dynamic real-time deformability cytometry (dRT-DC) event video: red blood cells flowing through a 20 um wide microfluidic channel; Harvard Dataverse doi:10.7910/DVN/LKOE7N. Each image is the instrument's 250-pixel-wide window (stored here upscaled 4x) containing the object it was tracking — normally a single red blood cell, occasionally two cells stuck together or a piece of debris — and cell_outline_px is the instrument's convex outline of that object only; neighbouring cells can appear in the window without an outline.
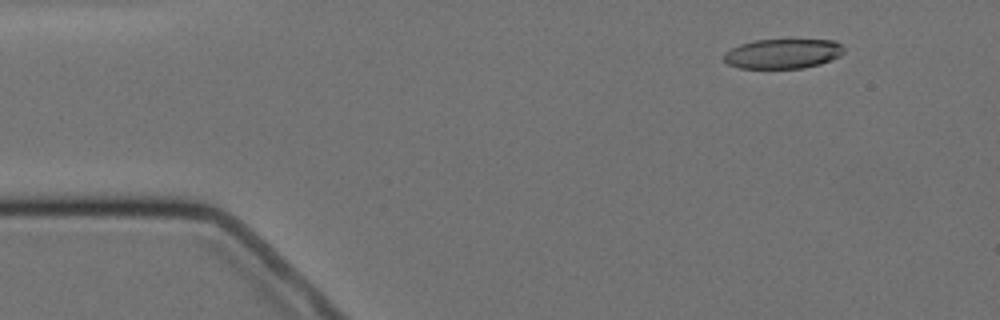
{"species": "Egyptian fruit bat (a non-hibernating species)", "species_latin": "Rousettus aegyptiacus", "temperature_condition": "cold", "stored_images_in_passage": 5, "camera_frame_rate_fps": 3000, "um_per_image_px": 0.085, "animal": {"sex": "female"}, "frame": {"image": 1, "passage_image": 2, "time_ms": 1.0, "image_size_px": [1000, 320], "cell_outline_px": [[844, 52], [840, 56], [820, 64], [800, 68], [740, 68], [728, 64], [724, 60], [724, 52], [740, 44], [756, 40], [836, 40], [844, 48]], "centroid_in_image_um": [66.55, 4.56], "position_along_channel_um": 18.5, "area_um2": 20.69}}
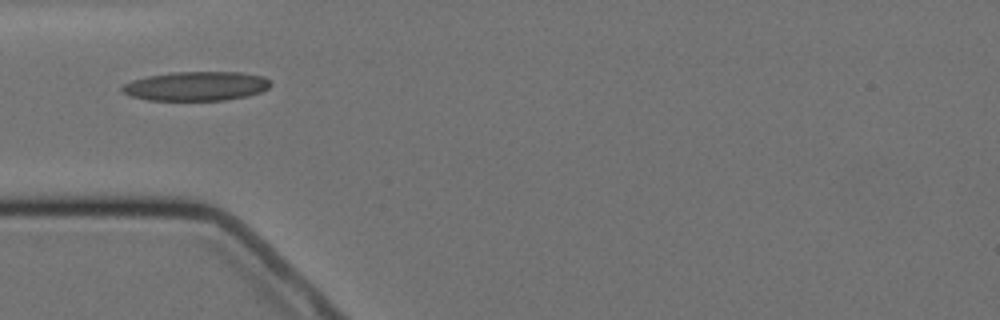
{"frame": {"image": 2, "passage_image": 5, "time_ms": 4.667, "image_size_px": [1000, 320], "cell_outline_px": [[272, 84], [268, 88], [260, 92], [248, 96], [224, 100], [148, 100], [132, 96], [124, 92], [120, 88], [124, 84], [132, 80], [148, 76], [172, 72], [240, 72], [264, 76]], "centroid_in_image_um": [16.7, 7.31], "position_along_channel_um": 68.3, "area_um2": 25.2}}